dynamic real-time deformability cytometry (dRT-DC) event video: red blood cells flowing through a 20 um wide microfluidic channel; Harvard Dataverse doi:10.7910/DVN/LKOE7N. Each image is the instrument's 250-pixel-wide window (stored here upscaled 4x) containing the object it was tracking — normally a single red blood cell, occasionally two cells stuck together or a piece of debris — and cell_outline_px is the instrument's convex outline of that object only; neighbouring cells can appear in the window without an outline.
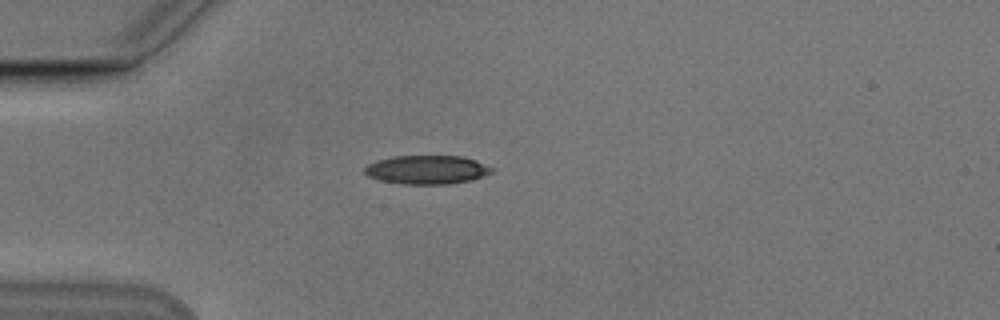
{"species": "Egyptian fruit bat (a non-hibernating species)", "species_latin": "Rousettus aegyptiacus", "temperature_condition": "cold", "stored_images_in_passage": 23, "camera_frame_rate_fps": 3000, "um_per_image_px": 0.085, "animal": {"sex": "male"}, "frame": {"image": 1, "passage_image": 1, "time_ms": 0.0, "image_size_px": [1000, 320], "cell_outline_px": [[496, 168], [492, 172], [484, 176], [472, 180], [448, 184], [404, 184], [380, 180], [368, 176], [364, 172], [364, 168], [368, 164], [376, 160], [392, 156], [464, 156], [476, 160]], "centroid_in_image_um": [36.32, 14.42], "position_along_channel_um": 48.7, "area_um2": 21.5}}
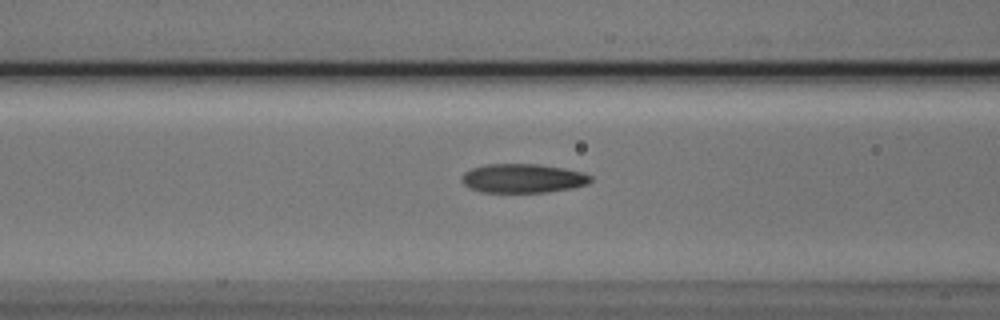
{"frame": {"image": 2, "passage_image": 8, "time_ms": 2.333, "image_size_px": [1000, 320], "cell_outline_px": [[592, 180], [588, 184], [572, 188], [544, 192], [480, 192], [464, 184], [460, 180], [460, 176], [464, 172], [472, 168], [484, 164], [540, 164], [564, 168], [580, 172], [592, 176]], "centroid_in_image_um": [44.42, 15.15], "position_along_channel_um": 122.2, "area_um2": 21.85}}
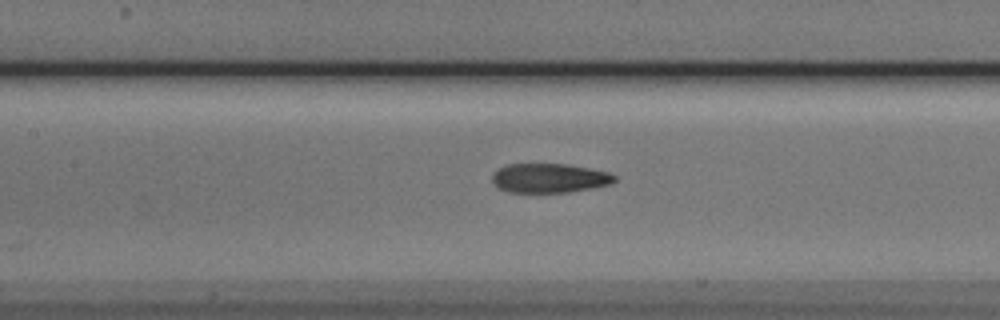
{"frame": {"image": 3, "passage_image": 11, "time_ms": 3.333, "image_size_px": [1000, 320], "cell_outline_px": [[616, 180], [612, 184], [568, 192], [508, 192], [492, 184], [492, 176], [500, 168], [508, 164], [568, 164], [608, 172], [616, 176]], "centroid_in_image_um": [46.71, 15.14], "position_along_channel_um": 160.7, "area_um2": 20.75}}